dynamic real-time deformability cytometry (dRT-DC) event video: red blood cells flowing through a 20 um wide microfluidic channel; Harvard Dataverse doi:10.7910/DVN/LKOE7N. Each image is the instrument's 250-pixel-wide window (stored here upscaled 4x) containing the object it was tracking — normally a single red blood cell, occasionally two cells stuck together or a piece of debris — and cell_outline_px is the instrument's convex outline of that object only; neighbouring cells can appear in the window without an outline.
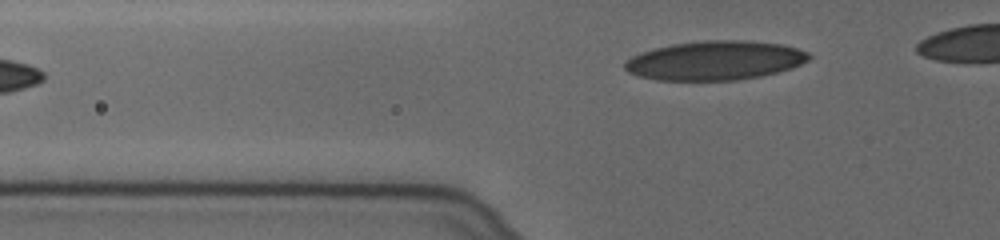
{"species": "human", "species_latin": "Homo sapiens", "temperature_condition": "cold", "stored_images_in_passage": 32, "camera_frame_rate_fps": 3000, "um_per_image_px": 0.085, "donor": {"sex": "female"}, "frame": {"image": 1, "passage_image": 2, "time_ms": 0.333, "image_size_px": [1000, 240], "cell_outline_px": [[812, 56], [808, 60], [792, 68], [760, 76], [736, 80], [656, 80], [640, 76], [628, 72], [624, 68], [624, 60], [632, 56], [656, 48], [672, 44], [704, 40], [744, 40], [780, 44], [796, 48], [808, 52]], "centroid_in_image_um": [60.77, 5.14], "position_along_channel_um": 65.0, "area_um2": 41.85}}
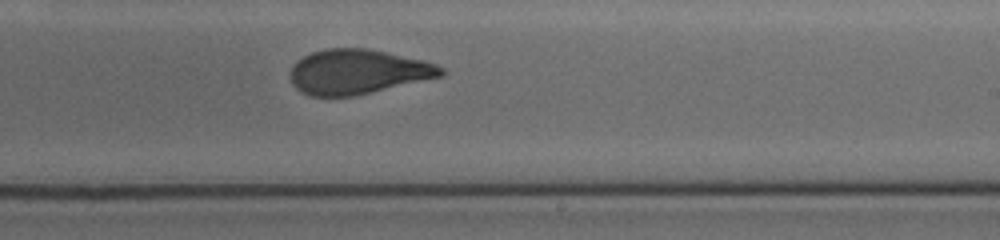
{"frame": {"image": 2, "passage_image": 19, "time_ms": 6.0, "image_size_px": [1000, 240], "cell_outline_px": [[444, 76], [352, 96], [312, 96], [296, 88], [292, 84], [292, 68], [304, 56], [312, 52], [324, 48], [368, 48], [420, 60], [436, 64], [444, 68]], "centroid_in_image_um": [30.44, 6.1], "position_along_channel_um": 258.6, "area_um2": 38.67}}
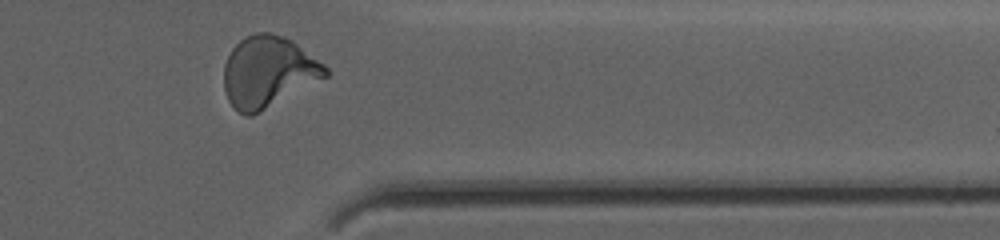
{"frame": {"image": 3, "passage_image": 30, "time_ms": 9.667, "image_size_px": [1000, 240], "cell_outline_px": [[328, 76], [252, 116], [248, 116], [240, 112], [228, 100], [224, 92], [224, 64], [232, 48], [244, 36], [256, 32], [272, 32], [292, 40], [324, 64], [328, 68]], "centroid_in_image_um": [22.78, 6.09], "position_along_channel_um": 388.6, "area_um2": 41.96}, "authors_computed_cell_mechanics": {"area_um2": 40.46, "velocity_mm_per_s": 3.6254, "shape_relaxation_time_tau1_ms": 4.6353, "shape_relaxation_time_tau2_ms": 1.0813, "deformation_change_tau1": 0.1784, "deformation_change_tau2": 0.0854}}